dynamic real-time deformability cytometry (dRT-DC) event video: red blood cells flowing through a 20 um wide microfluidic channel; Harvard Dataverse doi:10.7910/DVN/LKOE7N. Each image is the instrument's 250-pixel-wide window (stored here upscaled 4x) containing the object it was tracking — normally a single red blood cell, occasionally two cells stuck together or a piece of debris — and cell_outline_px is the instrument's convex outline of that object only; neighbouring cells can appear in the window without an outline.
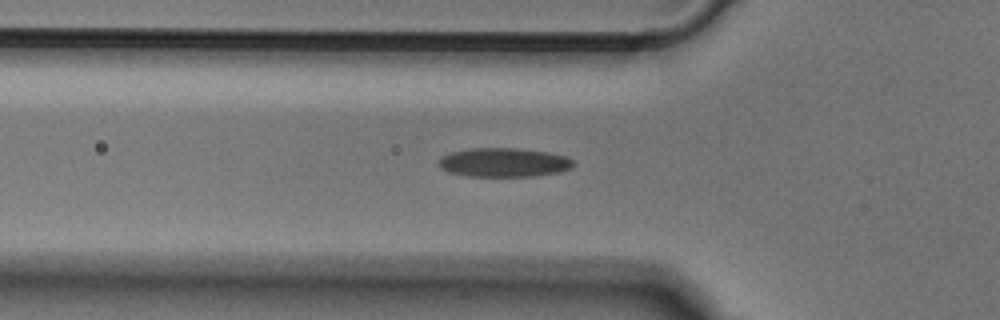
{"species": "Egyptian fruit bat (a non-hibernating species)", "species_latin": "Rousettus aegyptiacus", "temperature_condition": "cold", "stored_images_in_passage": 48, "camera_frame_rate_fps": 3000, "um_per_image_px": 0.085, "animal": {"sex": "male"}, "frame": {"image": 1, "passage_image": 15, "time_ms": 4.667, "image_size_px": [1000, 320], "cell_outline_px": [[576, 164], [572, 168], [560, 172], [532, 176], [468, 176], [448, 172], [440, 168], [440, 156], [452, 152], [472, 148], [520, 148], [548, 152], [564, 156], [572, 160]], "centroid_in_image_um": [42.84, 13.8], "position_along_channel_um": 83.0, "area_um2": 22.77}}
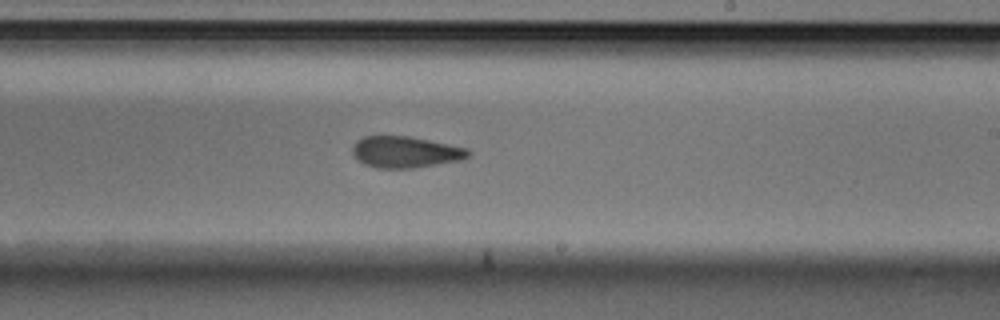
{"frame": {"image": 2, "passage_image": 28, "time_ms": 9.0, "image_size_px": [1000, 320], "cell_outline_px": [[472, 152], [464, 160], [412, 168], [376, 168], [364, 164], [352, 152], [352, 148], [356, 140], [364, 136], [408, 136], [468, 148]], "centroid_in_image_um": [34.48, 12.92], "position_along_channel_um": 254.5, "area_um2": 21.15}}
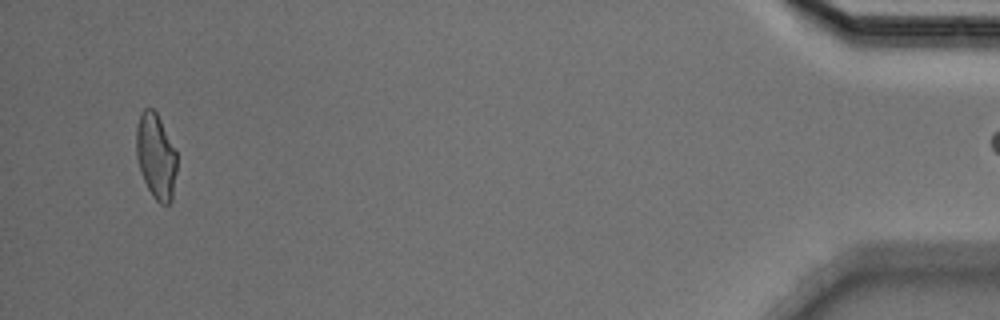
{"frame": {"image": 3, "passage_image": 47, "time_ms": 15.333, "image_size_px": [1000, 320], "cell_outline_px": [[176, 172], [172, 200], [168, 204], [160, 204], [152, 196], [144, 180], [136, 156], [136, 128], [140, 112], [144, 108], [152, 108], [156, 112], [176, 152]], "centroid_in_image_um": [13.24, 13.28], "position_along_channel_um": 422.0, "area_um2": 20.0}}